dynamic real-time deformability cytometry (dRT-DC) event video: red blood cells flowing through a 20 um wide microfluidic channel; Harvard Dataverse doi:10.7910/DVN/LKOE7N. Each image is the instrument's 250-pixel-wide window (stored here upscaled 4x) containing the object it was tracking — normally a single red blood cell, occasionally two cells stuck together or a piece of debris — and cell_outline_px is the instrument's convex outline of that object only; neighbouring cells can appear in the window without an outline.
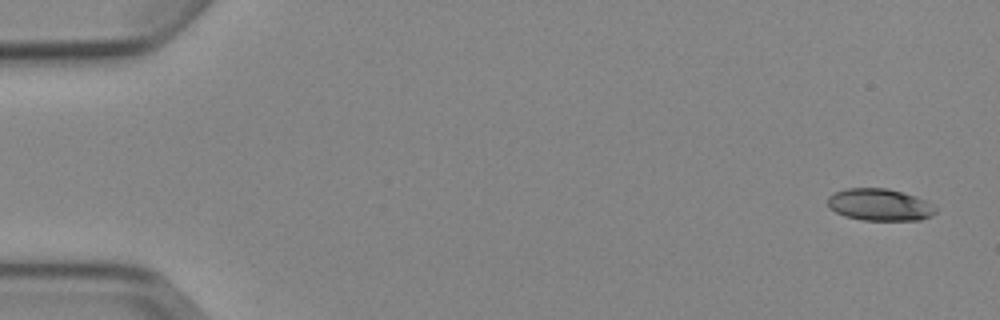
{"species": "Egyptian fruit bat (a non-hibernating species)", "species_latin": "Rousettus aegyptiacus", "temperature_condition": "cold", "stored_images_in_passage": 4, "camera_frame_rate_fps": 3000, "um_per_image_px": 0.085, "animal": {"sex": "female"}, "frame": {"image": 1, "passage_image": 1, "time_ms": 0.0, "image_size_px": [1000, 320], "cell_outline_px": [[936, 212], [932, 216], [920, 220], [864, 220], [844, 216], [828, 208], [828, 196], [832, 192], [844, 188], [888, 188], [916, 196], [932, 204], [936, 208]], "centroid_in_image_um": [74.75, 17.39], "position_along_channel_um": 10.3, "area_um2": 20.35}}
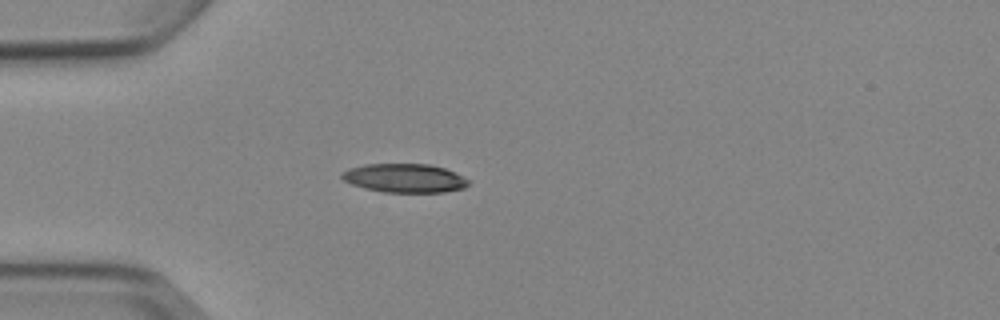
{"frame": {"image": 2, "passage_image": 4, "time_ms": 4.333, "image_size_px": [1000, 320], "cell_outline_px": [[468, 184], [464, 188], [444, 192], [384, 192], [364, 188], [352, 184], [344, 180], [340, 176], [340, 172], [348, 168], [364, 164], [428, 164], [444, 168], [468, 180]], "centroid_in_image_um": [34.32, 15.14], "position_along_channel_um": 50.7, "area_um2": 21.1}}